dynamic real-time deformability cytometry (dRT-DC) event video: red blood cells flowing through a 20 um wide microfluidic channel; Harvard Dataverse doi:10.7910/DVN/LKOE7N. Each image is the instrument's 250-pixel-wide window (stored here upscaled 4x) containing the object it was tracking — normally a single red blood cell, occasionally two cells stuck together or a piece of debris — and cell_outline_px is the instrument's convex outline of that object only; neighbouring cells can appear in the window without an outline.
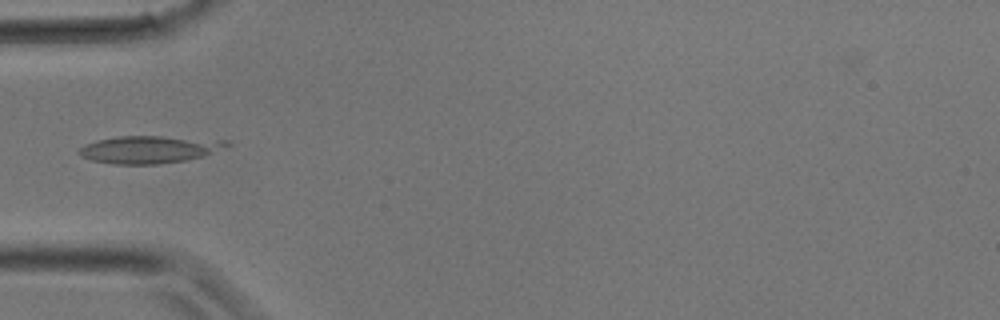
{"species": "common noctule bat (a hibernating species)", "species_latin": "Nyctalus noctula", "temperature_condition": "room temperature", "stored_images_in_passage": 19, "camera_frame_rate_fps": 3000, "um_per_image_px": 0.085, "animal": {"sex": "male", "body_mass_g": 17.9}, "frame": {"image": 1, "passage_image": 6, "time_ms": 1.667, "image_size_px": [1000, 320], "cell_outline_px": [[232, 144], [224, 148], [204, 156], [188, 160], [160, 164], [112, 164], [92, 160], [80, 156], [80, 148], [84, 144], [96, 140], [120, 136], [160, 136], [228, 140]], "centroid_in_image_um": [12.73, 12.7], "position_along_channel_um": 72.3, "area_um2": 23.76}}
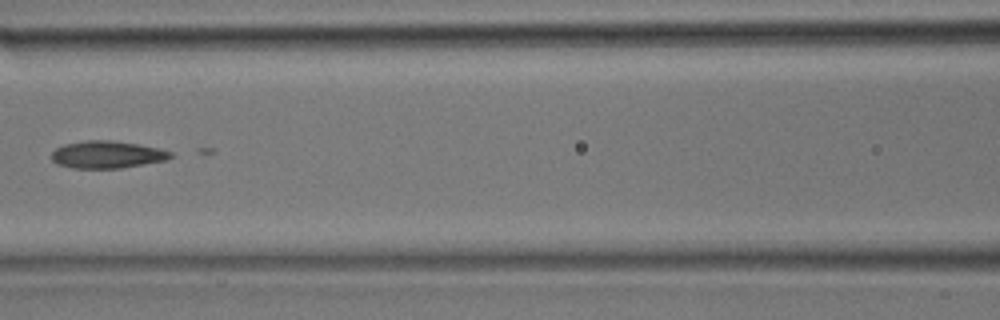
{"frame": {"image": 2, "passage_image": 10, "time_ms": 3.0, "image_size_px": [1000, 320], "cell_outline_px": [[172, 156], [168, 160], [120, 168], [72, 168], [56, 164], [52, 160], [52, 152], [56, 148], [64, 144], [88, 140], [112, 140], [140, 144], [172, 152]], "centroid_in_image_um": [9.09, 13.14], "position_along_channel_um": 157.5, "area_um2": 18.96}}
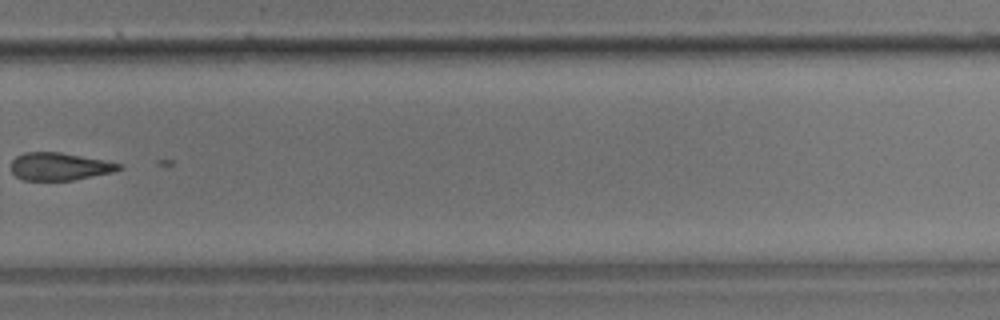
{"frame": {"image": 3, "passage_image": 18, "time_ms": 5.667, "image_size_px": [1000, 320], "cell_outline_px": [[124, 168], [112, 172], [72, 180], [24, 180], [16, 176], [12, 172], [12, 160], [16, 156], [24, 152], [60, 152], [104, 160], [124, 164]], "centroid_in_image_um": [5.08, 14.14], "position_along_channel_um": 324.7, "area_um2": 17.34}}